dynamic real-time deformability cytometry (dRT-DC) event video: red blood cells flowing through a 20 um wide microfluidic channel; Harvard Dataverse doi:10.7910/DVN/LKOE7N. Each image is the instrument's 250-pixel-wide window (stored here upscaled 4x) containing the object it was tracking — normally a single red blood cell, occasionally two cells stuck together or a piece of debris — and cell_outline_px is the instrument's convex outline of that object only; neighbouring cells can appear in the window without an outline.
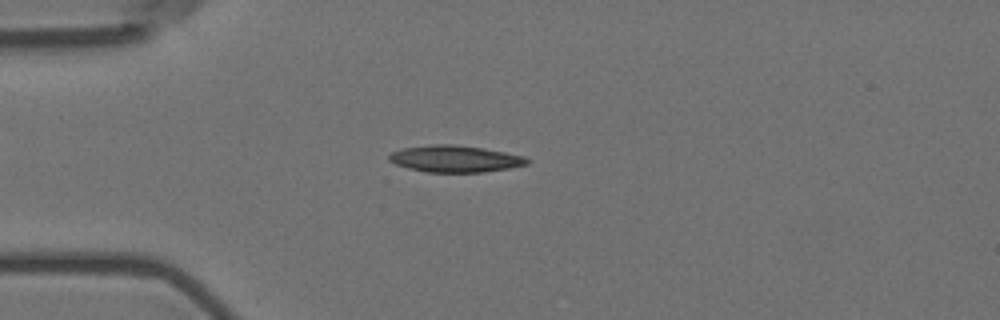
{"species": "Egyptian fruit bat (a non-hibernating species)", "species_latin": "Rousettus aegyptiacus", "temperature_condition": "room temperature", "stored_images_in_passage": 6, "camera_frame_rate_fps": 3000, "um_per_image_px": 0.085, "animal": {"sex": "female"}, "frame": {"image": 1, "passage_image": 3, "time_ms": 0.667, "image_size_px": [1000, 320], "cell_outline_px": [[532, 160], [528, 164], [508, 168], [484, 172], [428, 172], [408, 168], [396, 164], [388, 160], [388, 156], [392, 152], [404, 148], [432, 144], [456, 144], [484, 148], [524, 156]], "centroid_in_image_um": [38.7, 13.49], "position_along_channel_um": 46.3, "area_um2": 21.5}}
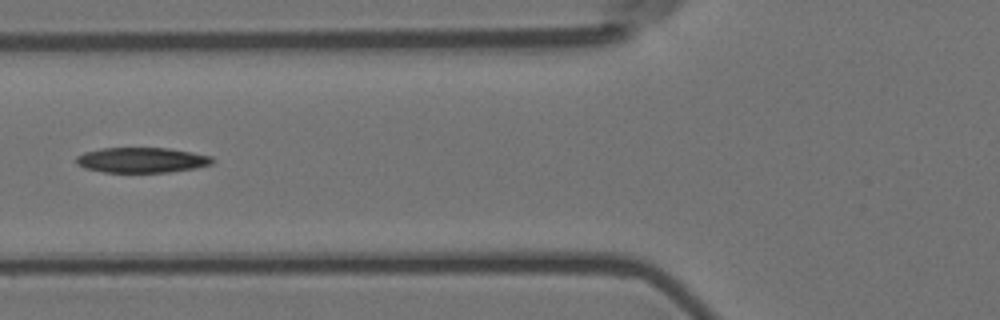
{"frame": {"image": 2, "passage_image": 5, "time_ms": 1.333, "image_size_px": [1000, 320], "cell_outline_px": [[216, 160], [212, 164], [196, 168], [168, 172], [104, 172], [84, 168], [76, 164], [76, 156], [84, 152], [104, 148], [168, 148], [192, 152], [212, 156]], "centroid_in_image_um": [12.07, 13.6], "position_along_channel_um": 113.7, "area_um2": 20.11}}
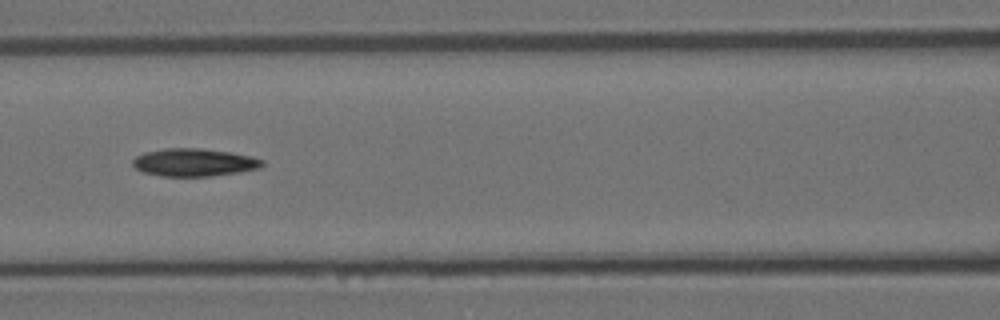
{"frame": {"image": 3, "passage_image": 6, "time_ms": 1.667, "image_size_px": [1000, 320], "cell_outline_px": [[264, 164], [260, 168], [240, 172], [212, 176], [160, 176], [144, 172], [136, 168], [132, 164], [132, 160], [136, 156], [144, 152], [168, 148], [200, 148], [232, 152], [252, 156], [264, 160]], "centroid_in_image_um": [16.53, 13.8], "position_along_channel_um": 150.1, "area_um2": 21.1}}